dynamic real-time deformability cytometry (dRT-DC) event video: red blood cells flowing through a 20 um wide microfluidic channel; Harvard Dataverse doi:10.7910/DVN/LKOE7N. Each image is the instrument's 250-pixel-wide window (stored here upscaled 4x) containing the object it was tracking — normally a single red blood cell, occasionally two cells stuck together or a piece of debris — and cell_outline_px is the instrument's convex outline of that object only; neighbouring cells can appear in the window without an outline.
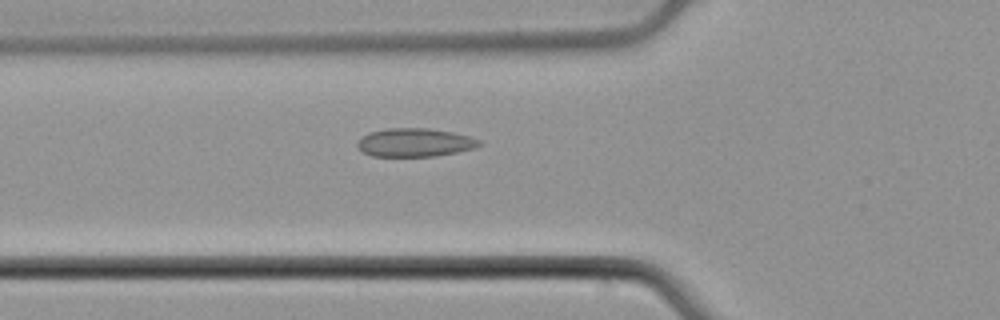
{"species": "common noctule bat (a hibernating species)", "species_latin": "Nyctalus noctula", "temperature_condition": "cold", "stored_images_in_passage": 36, "camera_frame_rate_fps": 3000, "um_per_image_px": 0.085, "animal": {"sex": "male", "body_mass_g": 21.5, "forearm_length_mm": 52.0}, "frame": {"image": 1, "passage_image": 7, "time_ms": 2.0, "image_size_px": [1000, 320], "cell_outline_px": [[484, 144], [472, 148], [456, 152], [436, 156], [372, 156], [364, 152], [356, 144], [360, 136], [368, 132], [388, 128], [428, 128], [452, 132], [468, 136], [480, 140]], "centroid_in_image_um": [35.23, 12.1], "position_along_channel_um": 90.6, "area_um2": 20.17}}
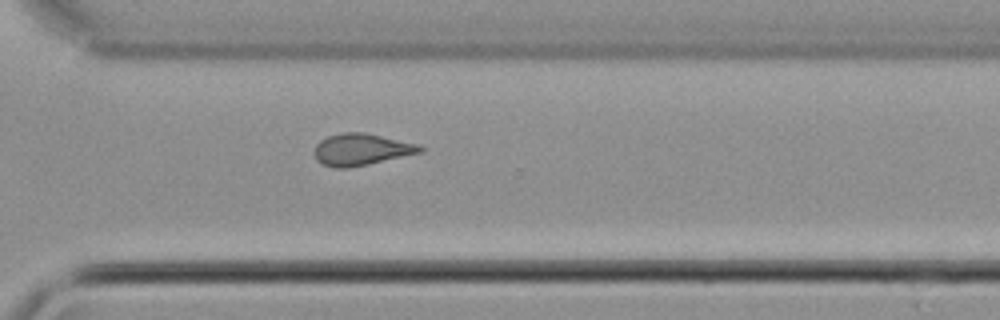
{"frame": {"image": 2, "passage_image": 26, "time_ms": 8.333, "image_size_px": [1000, 320], "cell_outline_px": [[424, 152], [368, 164], [348, 168], [336, 168], [324, 164], [316, 160], [316, 144], [320, 140], [328, 136], [340, 132], [364, 132], [420, 144], [424, 148]], "centroid_in_image_um": [30.76, 12.69], "position_along_channel_um": 339.8, "area_um2": 19.59}}
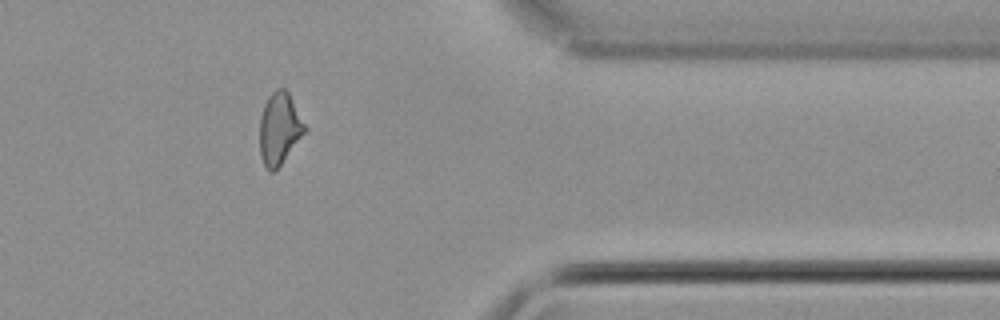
{"frame": {"image": 3, "passage_image": 31, "time_ms": 10.0, "image_size_px": [1000, 320], "cell_outline_px": [[308, 128], [276, 172], [272, 172], [264, 164], [260, 156], [260, 116], [264, 104], [268, 96], [276, 88], [284, 88], [288, 92]], "centroid_in_image_um": [23.76, 10.93], "position_along_channel_um": 387.6, "area_um2": 19.02}, "authors_computed_cell_mechanics": {"area_um2": 19.363, "velocity_mm_per_s": 3.9283, "shape_relaxation_time_tau1_ms": null, "shape_relaxation_time_tau2_ms": 1.8195, "deformation_change_tau1": null, "deformation_change_tau2": 0.0645}}